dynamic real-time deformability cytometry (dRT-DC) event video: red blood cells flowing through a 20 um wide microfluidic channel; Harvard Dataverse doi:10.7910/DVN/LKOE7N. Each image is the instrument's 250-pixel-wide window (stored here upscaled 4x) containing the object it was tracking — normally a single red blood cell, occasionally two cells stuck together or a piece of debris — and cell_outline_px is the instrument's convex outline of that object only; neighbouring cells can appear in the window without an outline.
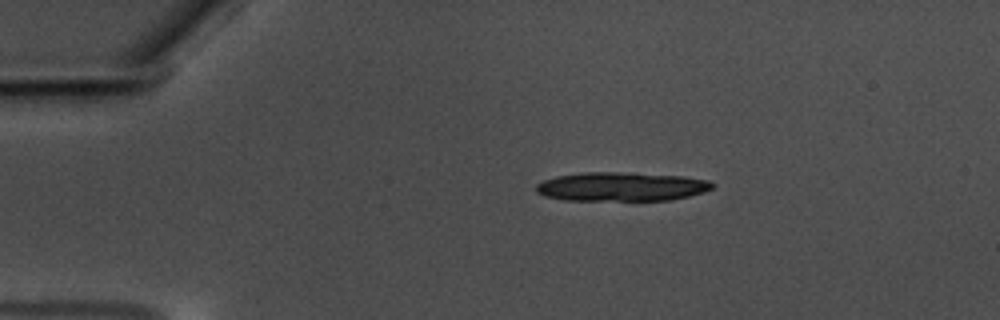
{"species": "common noctule bat (a hibernating species)", "species_latin": "Nyctalus noctula", "temperature_condition": "warm", "stored_images_in_passage": 48, "segment_of_instrument_passage": [1, 2], "camera_frame_rate_fps": 3000, "um_per_image_px": 0.085, "animal": {"sex": "male", "body_mass_g": 17.5, "forearm_length_mm": 52.3}, "frame": {"image": 1, "passage_image": 1, "time_ms": 0.0, "image_size_px": [1000, 320], "cell_outline_px": [[716, 184], [712, 188], [704, 192], [672, 200], [564, 200], [544, 196], [536, 192], [536, 184], [544, 180], [556, 176], [580, 172], [616, 172], [684, 176], [708, 180]], "centroid_in_image_um": [52.81, 15.86], "position_along_channel_um": 32.2, "area_um2": 29.82}}